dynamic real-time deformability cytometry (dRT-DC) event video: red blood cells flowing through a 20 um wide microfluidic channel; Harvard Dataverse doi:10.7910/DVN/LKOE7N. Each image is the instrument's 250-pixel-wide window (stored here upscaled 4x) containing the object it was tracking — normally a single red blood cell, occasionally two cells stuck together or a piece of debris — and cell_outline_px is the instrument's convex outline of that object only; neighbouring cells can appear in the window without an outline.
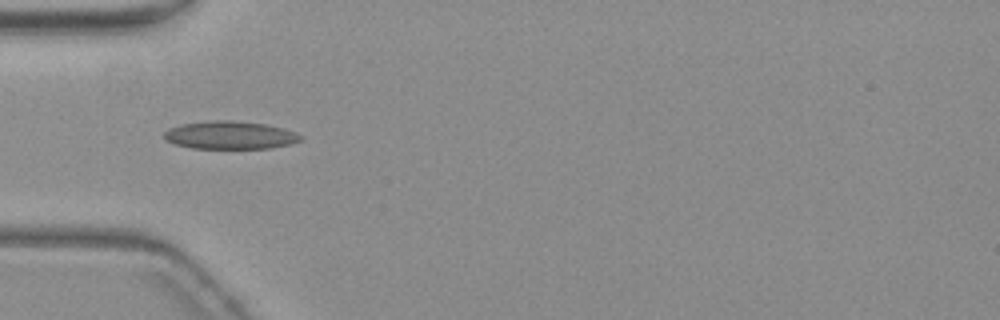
{"species": "common noctule bat (a hibernating species)", "species_latin": "Nyctalus noctula", "temperature_condition": "warm", "stored_images_in_passage": 8, "camera_frame_rate_fps": 3000, "um_per_image_px": 0.085, "animal": {"sex": "female", "body_mass_g": 19.3, "forearm_length_mm": 54.1}, "frame": {"image": 1, "passage_image": 4, "time_ms": 4.667, "image_size_px": [1000, 320], "cell_outline_px": [[304, 140], [292, 144], [272, 148], [192, 148], [172, 144], [164, 136], [164, 132], [168, 128], [180, 124], [208, 120], [232, 120], [264, 124], [284, 128], [296, 132], [304, 136]], "centroid_in_image_um": [19.59, 11.48], "position_along_channel_um": 65.4, "area_um2": 22.54}}
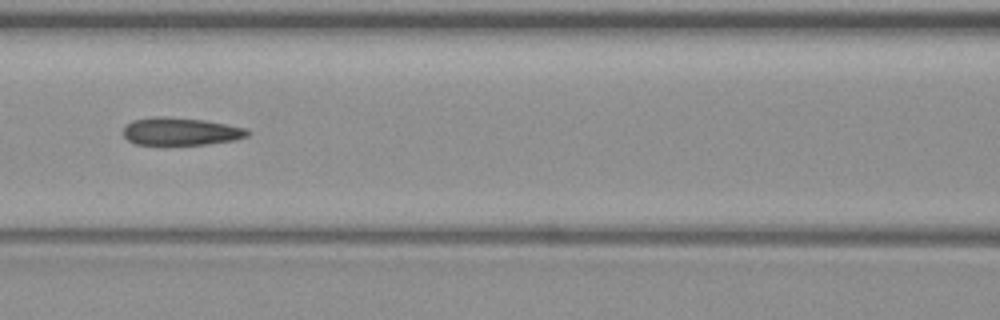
{"frame": {"image": 2, "passage_image": 6, "time_ms": 7.0, "image_size_px": [1000, 320], "cell_outline_px": [[252, 132], [248, 136], [236, 140], [208, 144], [136, 144], [128, 140], [124, 136], [124, 128], [132, 120], [152, 116], [164, 116], [204, 120], [248, 128]], "centroid_in_image_um": [15.41, 11.16], "position_along_channel_um": 151.2, "area_um2": 20.11}}
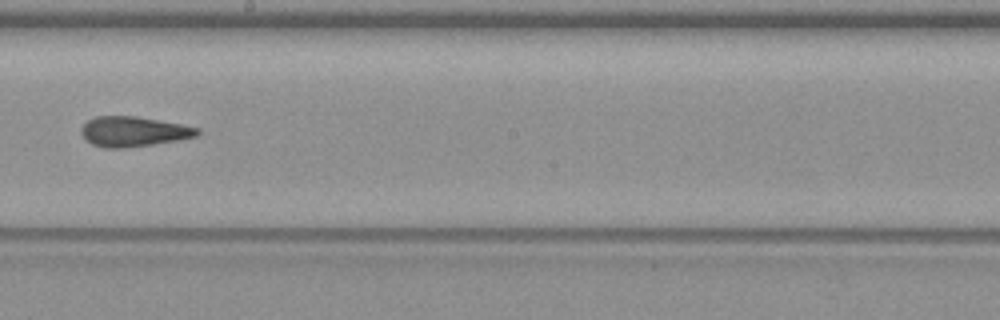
{"frame": {"image": 3, "passage_image": 8, "time_ms": 9.333, "image_size_px": [1000, 320], "cell_outline_px": [[200, 132], [196, 136], [176, 140], [128, 148], [104, 148], [92, 144], [80, 132], [80, 128], [88, 120], [96, 116], [136, 116], [180, 124], [200, 128]], "centroid_in_image_um": [11.32, 11.18], "position_along_channel_um": 236.9, "area_um2": 20.17}}